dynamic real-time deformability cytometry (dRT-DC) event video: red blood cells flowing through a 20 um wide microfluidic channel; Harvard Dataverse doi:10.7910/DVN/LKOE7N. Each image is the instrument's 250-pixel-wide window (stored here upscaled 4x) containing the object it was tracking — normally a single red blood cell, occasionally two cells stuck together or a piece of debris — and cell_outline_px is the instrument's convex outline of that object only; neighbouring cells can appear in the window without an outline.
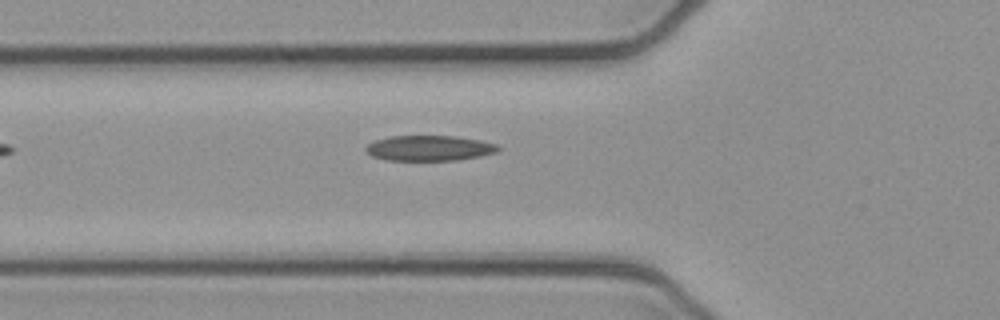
{"species": "common noctule bat (a hibernating species)", "species_latin": "Nyctalus noctula", "temperature_condition": "cold", "stored_images_in_passage": 2, "camera_frame_rate_fps": 3000, "um_per_image_px": 0.085, "animal": {"sex": "female", "body_mass_g": 21.9}, "frame": {"image": 1, "passage_image": 2, "time_ms": 0.333, "image_size_px": [1000, 320], "cell_outline_px": [[500, 148], [496, 152], [480, 156], [456, 160], [388, 160], [372, 156], [364, 148], [368, 144], [376, 140], [388, 136], [456, 136], [480, 140], [496, 144]], "centroid_in_image_um": [36.49, 12.58], "position_along_channel_um": 89.3, "area_um2": 19.42}}